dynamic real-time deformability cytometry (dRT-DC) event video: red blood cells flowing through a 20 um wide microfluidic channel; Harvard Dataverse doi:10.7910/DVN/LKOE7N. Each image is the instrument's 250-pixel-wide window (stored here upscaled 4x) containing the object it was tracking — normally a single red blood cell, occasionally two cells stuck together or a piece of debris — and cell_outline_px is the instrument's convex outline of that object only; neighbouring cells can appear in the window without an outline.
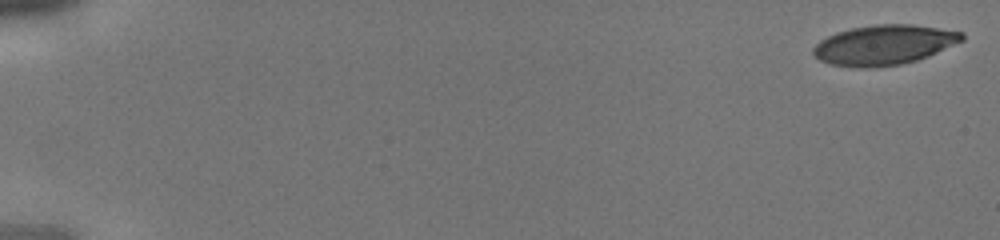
{"species": "human", "species_latin": "Homo sapiens", "temperature_condition": "cold", "stored_images_in_passage": 42, "camera_frame_rate_fps": 3000, "um_per_image_px": 0.085, "donor": {"sex": "male"}, "frame": {"image": 1, "passage_image": 1, "time_ms": 0.0, "image_size_px": [1000, 240], "cell_outline_px": [[964, 40], [928, 56], [916, 60], [900, 64], [868, 68], [860, 68], [832, 64], [820, 60], [812, 52], [812, 48], [820, 40], [836, 32], [852, 28], [876, 24], [912, 24], [964, 32]], "centroid_in_image_um": [75.14, 3.81], "position_along_channel_um": 9.9, "area_um2": 34.39}}
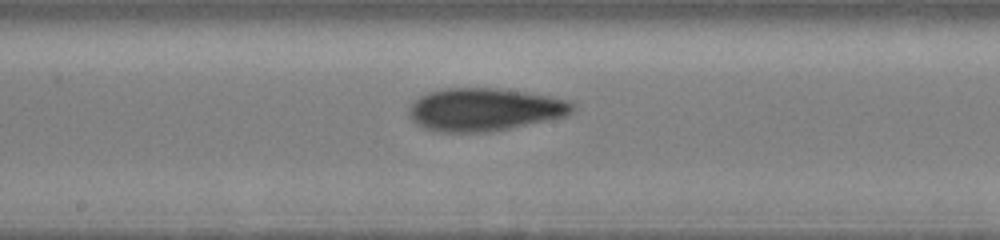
{"frame": {"image": 2, "passage_image": 24, "time_ms": 7.667, "image_size_px": [1000, 240], "cell_outline_px": [[576, 108], [572, 112], [564, 116], [508, 128], [488, 132], [436, 132], [424, 128], [416, 124], [412, 120], [408, 112], [408, 108], [412, 100], [428, 92], [440, 88], [496, 88], [552, 96], [568, 100], [576, 104]], "centroid_in_image_um": [41.13, 9.3], "position_along_channel_um": 207.1, "area_um2": 40.98}}
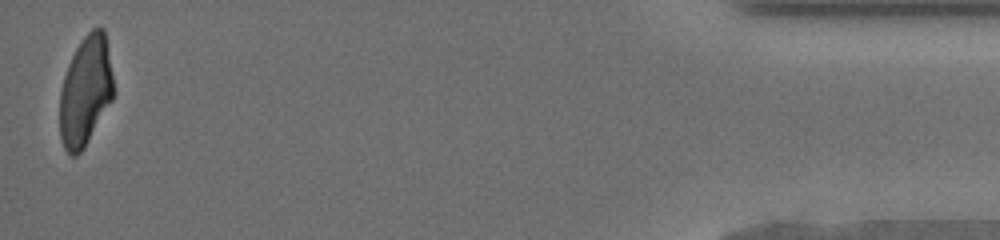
{"frame": {"image": 3, "passage_image": 42, "time_ms": 13.667, "image_size_px": [1000, 240], "cell_outline_px": [[116, 92], [112, 100], [84, 148], [76, 156], [72, 156], [64, 148], [60, 136], [60, 92], [64, 76], [68, 64], [76, 48], [84, 36], [92, 28], [104, 28]], "centroid_in_image_um": [7.28, 7.74], "position_along_channel_um": 427.9, "area_um2": 34.45}}